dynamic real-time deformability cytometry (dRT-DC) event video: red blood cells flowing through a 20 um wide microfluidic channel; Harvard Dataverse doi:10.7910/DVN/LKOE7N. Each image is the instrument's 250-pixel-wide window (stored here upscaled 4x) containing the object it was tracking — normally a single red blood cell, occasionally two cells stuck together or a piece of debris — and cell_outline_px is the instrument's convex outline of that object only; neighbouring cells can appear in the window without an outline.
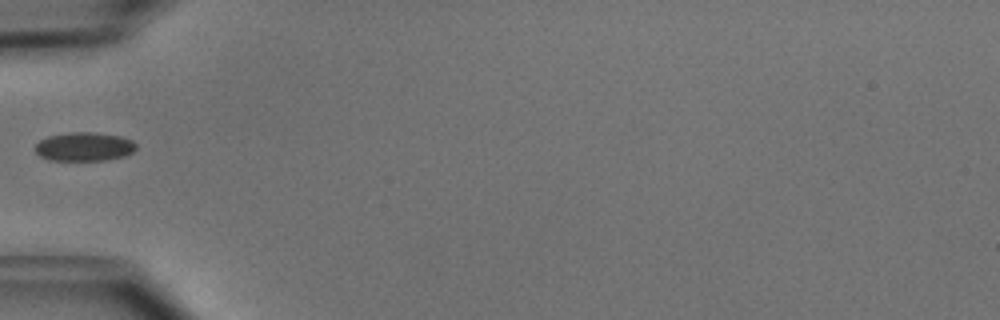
{"species": "common noctule bat (a hibernating species)", "species_latin": "Nyctalus noctula", "temperature_condition": "cold", "stored_images_in_passage": 34, "camera_frame_rate_fps": 3000, "um_per_image_px": 0.085, "animal": {"sex": "male", "body_mass_g": 15.6}, "frame": {"image": 1, "passage_image": 1, "time_ms": 0.0, "image_size_px": [1000, 320], "cell_outline_px": [[136, 148], [132, 152], [124, 156], [104, 160], [48, 160], [40, 156], [36, 152], [36, 144], [40, 140], [48, 136], [68, 132], [96, 132], [120, 136], [132, 140], [136, 144]], "centroid_in_image_um": [7.16, 12.46], "position_along_channel_um": 77.8, "area_um2": 16.94}}
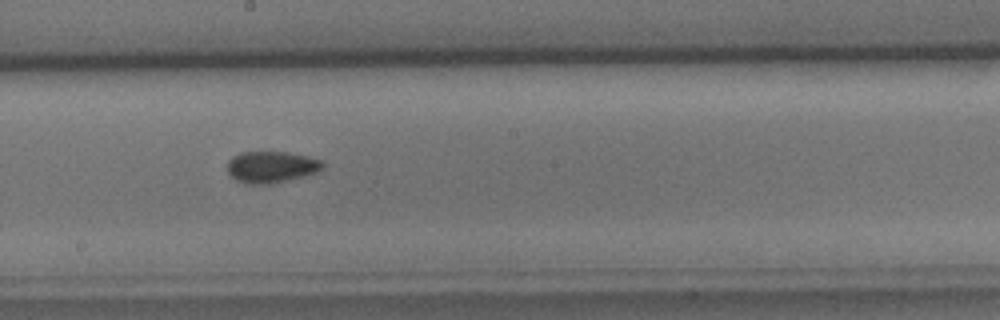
{"frame": {"image": 2, "passage_image": 12, "time_ms": 3.667, "image_size_px": [1000, 320], "cell_outline_px": [[324, 168], [316, 172], [304, 176], [272, 184], [244, 184], [236, 180], [228, 172], [228, 160], [232, 156], [240, 152], [288, 152], [308, 156], [324, 160]], "centroid_in_image_um": [23.08, 14.19], "position_along_channel_um": 225.1, "area_um2": 17.74}}
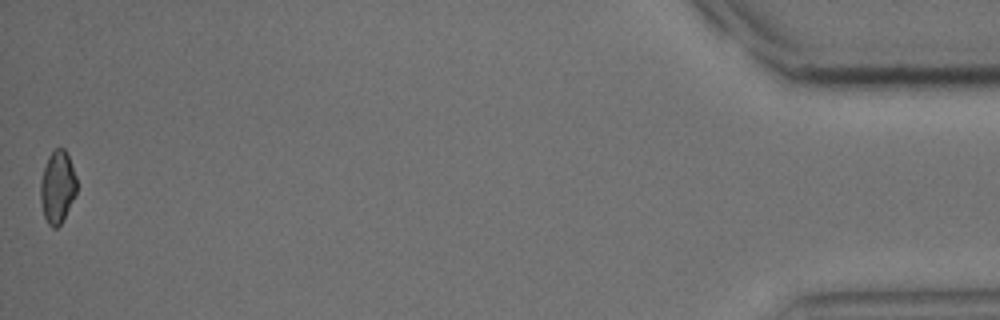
{"frame": {"image": 3, "passage_image": 34, "time_ms": 11.0, "image_size_px": [1000, 320], "cell_outline_px": [[76, 196], [60, 224], [56, 228], [52, 228], [48, 224], [44, 216], [40, 200], [40, 184], [44, 168], [48, 156], [56, 148], [64, 148], [68, 156], [76, 176]], "centroid_in_image_um": [4.88, 15.91], "position_along_channel_um": 430.3, "area_um2": 15.2}}